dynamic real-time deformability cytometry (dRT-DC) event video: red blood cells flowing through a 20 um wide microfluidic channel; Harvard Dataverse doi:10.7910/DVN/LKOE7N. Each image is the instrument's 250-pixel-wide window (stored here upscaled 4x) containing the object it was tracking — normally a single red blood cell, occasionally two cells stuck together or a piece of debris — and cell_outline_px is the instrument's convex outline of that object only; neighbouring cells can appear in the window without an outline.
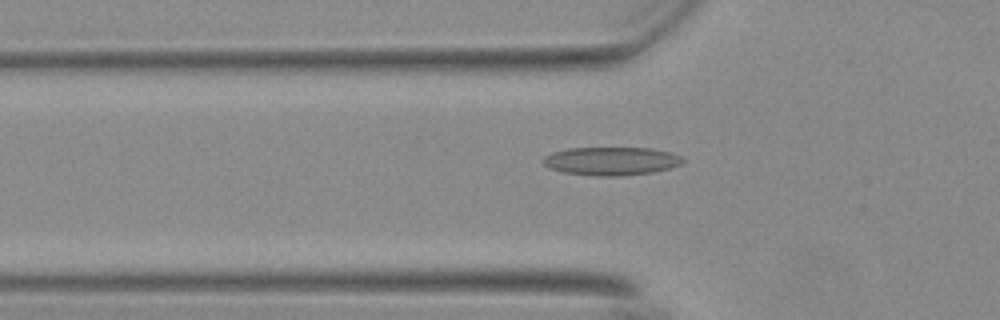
{"species": "Egyptian fruit bat (a non-hibernating species)", "species_latin": "Rousettus aegyptiacus", "temperature_condition": "warm", "stored_images_in_passage": 55, "camera_frame_rate_fps": 3000, "um_per_image_px": 0.085, "animal": {"sex": "female"}, "frame": {"image": 1, "passage_image": 19, "time_ms": 6.0, "image_size_px": [1000, 320], "cell_outline_px": [[688, 160], [684, 164], [652, 172], [616, 176], [592, 176], [564, 172], [548, 168], [540, 160], [544, 156], [552, 152], [568, 148], [652, 148], [672, 152]], "centroid_in_image_um": [51.97, 13.68], "position_along_channel_um": 73.8, "area_um2": 23.29}}
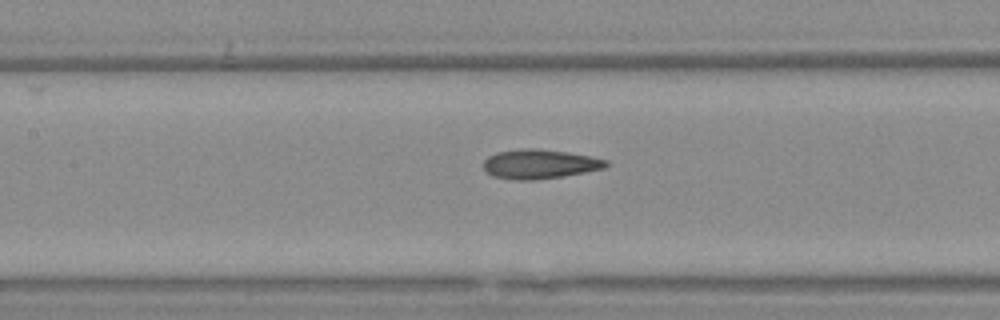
{"frame": {"image": 2, "passage_image": 26, "time_ms": 8.333, "image_size_px": [1000, 320], "cell_outline_px": [[608, 164], [604, 168], [584, 172], [536, 180], [512, 180], [492, 176], [484, 168], [484, 160], [488, 156], [496, 152], [520, 148], [540, 148], [568, 152], [592, 156], [608, 160]], "centroid_in_image_um": [45.85, 13.93], "position_along_channel_um": 161.5, "area_um2": 21.1}}
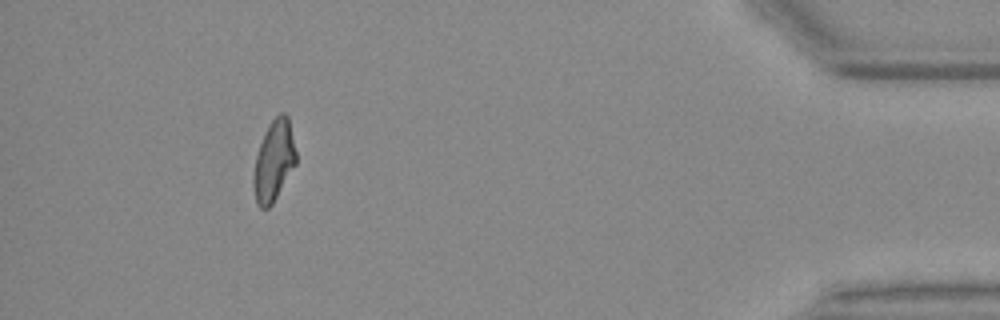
{"frame": {"image": 3, "passage_image": 51, "time_ms": 16.667, "image_size_px": [1000, 320], "cell_outline_px": [[296, 164], [272, 204], [268, 208], [260, 208], [256, 204], [252, 184], [252, 176], [256, 156], [260, 144], [272, 120], [280, 112], [284, 112], [288, 116], [296, 152]], "centroid_in_image_um": [23.26, 13.71], "position_along_channel_um": 411.9, "area_um2": 19.88}, "authors_computed_cell_mechanics": {"area_um2": 20.9236, "velocity_mm_per_s": 3.7212, "shape_relaxation_time_tau1_ms": null, "shape_relaxation_time_tau2_ms": 2.1806, "deformation_change_tau1": null, "deformation_change_tau2": 0.0937}}